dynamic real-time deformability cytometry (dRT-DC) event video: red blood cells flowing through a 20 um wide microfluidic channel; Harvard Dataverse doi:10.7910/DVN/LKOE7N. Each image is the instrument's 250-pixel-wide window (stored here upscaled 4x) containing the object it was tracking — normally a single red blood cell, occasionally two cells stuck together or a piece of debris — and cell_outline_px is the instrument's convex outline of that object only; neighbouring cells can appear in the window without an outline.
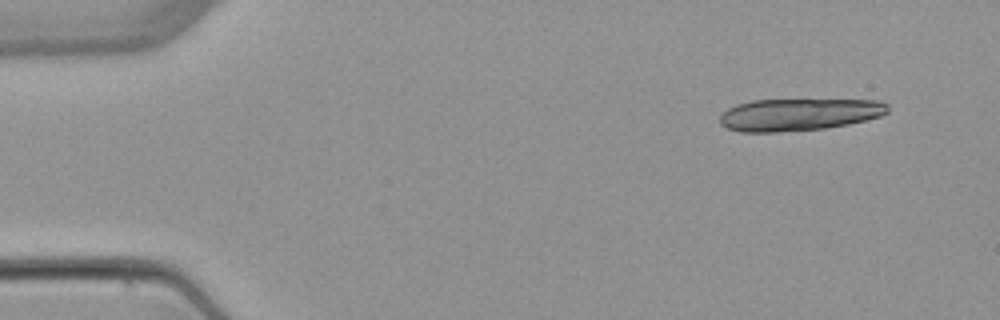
{"species": "common noctule bat (a hibernating species)", "species_latin": "Nyctalus noctula", "temperature_condition": "warm", "stored_images_in_passage": 8, "segment_of_instrument_passage": [1, 2], "camera_frame_rate_fps": 3000, "um_per_image_px": 0.085, "animal": {"sex": "female", "body_mass_g": 22.7, "forearm_length_mm": 54.2}, "frame": {"image": 1, "passage_image": 1, "time_ms": 0.0, "image_size_px": [1000, 320], "cell_outline_px": [[888, 112], [880, 116], [848, 124], [824, 128], [776, 132], [740, 132], [728, 128], [720, 124], [720, 116], [728, 108], [736, 104], [752, 100], [880, 100], [888, 104]], "centroid_in_image_um": [67.89, 9.73], "position_along_channel_um": 17.1, "area_um2": 31.39}}